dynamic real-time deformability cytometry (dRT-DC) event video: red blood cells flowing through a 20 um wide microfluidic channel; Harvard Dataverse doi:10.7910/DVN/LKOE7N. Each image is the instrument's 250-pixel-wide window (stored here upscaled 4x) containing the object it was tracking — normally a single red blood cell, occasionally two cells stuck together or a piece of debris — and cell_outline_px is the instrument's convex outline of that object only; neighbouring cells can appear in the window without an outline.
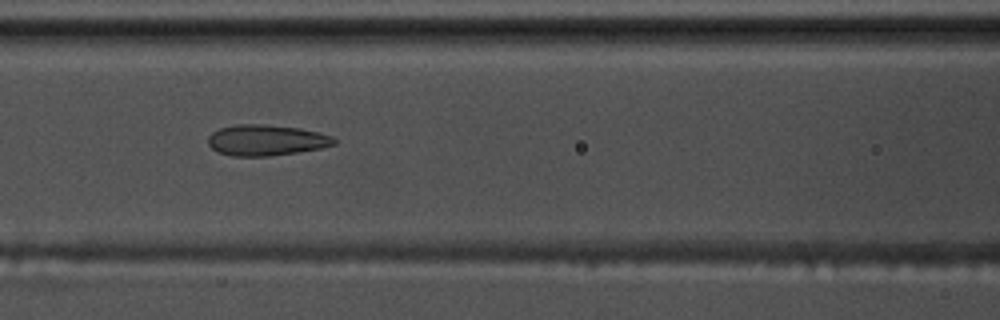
{"species": "common noctule bat (a hibernating species)", "species_latin": "Nyctalus noctula", "temperature_condition": "warm", "stored_images_in_passage": 34, "camera_frame_rate_fps": 3000, "um_per_image_px": 0.085, "animal": {"sex": "male", "body_mass_g": 17.5, "forearm_length_mm": 52.3}, "frame": {"image": 1, "passage_image": 10, "time_ms": 3.0, "image_size_px": [1000, 320], "cell_outline_px": [[336, 144], [320, 148], [296, 152], [268, 156], [232, 156], [220, 152], [212, 148], [208, 144], [208, 136], [212, 132], [220, 128], [236, 124], [264, 124], [300, 128], [332, 136], [336, 140]], "centroid_in_image_um": [22.61, 11.91], "position_along_channel_um": 144.0, "area_um2": 22.54}}
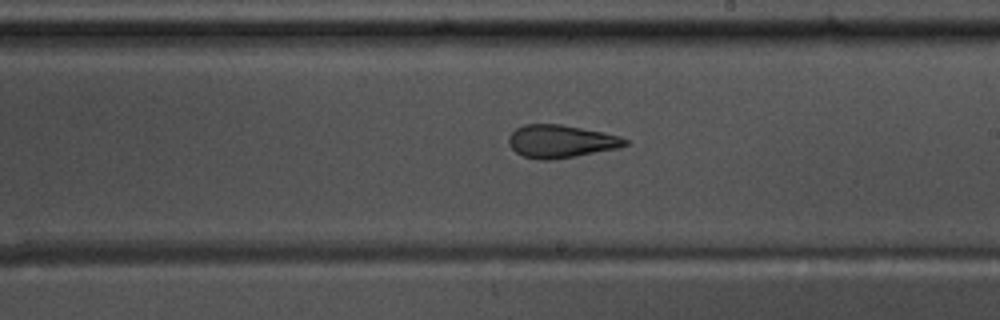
{"frame": {"image": 2, "passage_image": 18, "time_ms": 5.667, "image_size_px": [1000, 320], "cell_outline_px": [[628, 144], [616, 148], [576, 156], [552, 160], [540, 160], [524, 156], [516, 152], [508, 144], [508, 136], [516, 128], [524, 124], [560, 124], [604, 132], [620, 136], [628, 140]], "centroid_in_image_um": [47.65, 12.01], "position_along_channel_um": 241.4, "area_um2": 22.25}}
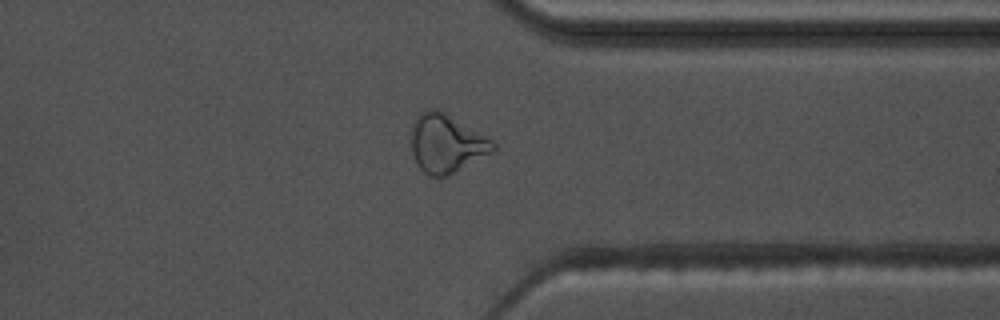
{"frame": {"image": 3, "passage_image": 29, "time_ms": 9.333, "image_size_px": [1000, 320], "cell_outline_px": [[496, 148], [492, 152], [448, 176], [428, 176], [420, 168], [412, 152], [412, 128], [416, 116], [420, 112], [432, 108], [436, 108], [444, 112], [492, 140], [496, 144]], "centroid_in_image_um": [37.93, 12.2], "position_along_channel_um": 373.5, "area_um2": 27.46}}